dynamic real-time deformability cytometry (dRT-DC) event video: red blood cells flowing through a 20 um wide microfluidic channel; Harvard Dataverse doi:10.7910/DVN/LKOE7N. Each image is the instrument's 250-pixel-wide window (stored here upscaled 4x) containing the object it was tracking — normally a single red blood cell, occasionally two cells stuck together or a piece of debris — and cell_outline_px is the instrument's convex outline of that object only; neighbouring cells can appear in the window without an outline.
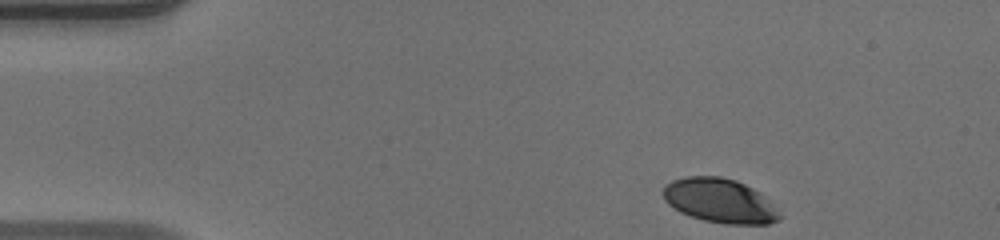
{"species": "human", "species_latin": "Homo sapiens", "temperature_condition": "warm", "stored_images_in_passage": 45, "camera_frame_rate_fps": 3000, "um_per_image_px": 0.085, "donor": {"sex": "male"}, "frame": {"image": 1, "passage_image": 1, "time_ms": 0.0, "image_size_px": [1000, 240], "cell_outline_px": [[784, 216], [780, 220], [768, 224], [724, 224], [704, 220], [680, 212], [668, 204], [664, 200], [660, 192], [664, 184], [672, 180], [684, 176], [720, 176], [736, 180], [760, 192]], "centroid_in_image_um": [61.16, 17.05], "position_along_channel_um": 23.8, "area_um2": 30.46}}
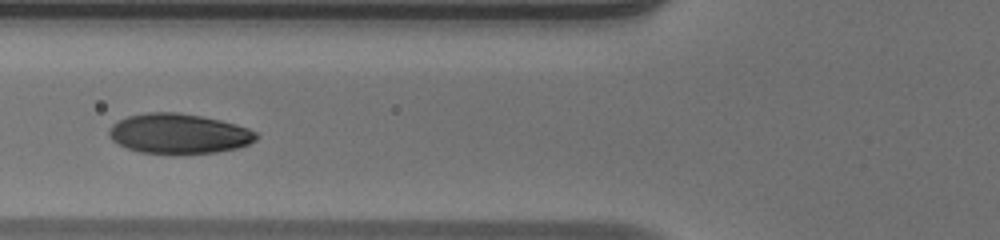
{"frame": {"image": 2, "passage_image": 14, "time_ms": 4.333, "image_size_px": [1000, 240], "cell_outline_px": [[260, 136], [256, 140], [248, 144], [236, 148], [216, 152], [140, 152], [116, 144], [108, 136], [108, 132], [112, 124], [128, 116], [148, 112], [176, 112], [200, 116], [220, 120], [236, 124], [248, 128], [256, 132]], "centroid_in_image_um": [15.19, 11.34], "position_along_channel_um": 110.6, "area_um2": 33.81}}
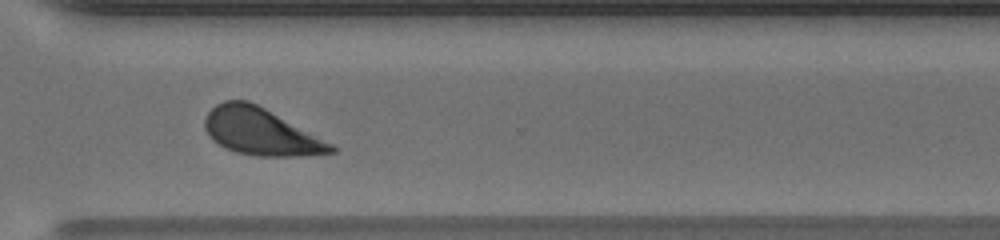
{"frame": {"image": 3, "passage_image": 32, "time_ms": 10.333, "image_size_px": [1000, 240], "cell_outline_px": [[336, 152], [300, 156], [256, 156], [236, 152], [212, 140], [208, 136], [204, 128], [204, 120], [208, 112], [216, 104], [224, 100], [248, 100], [264, 108], [332, 144], [336, 148]], "centroid_in_image_um": [22.11, 11.19], "position_along_channel_um": 348.5, "area_um2": 34.04}, "authors_computed_cell_mechanics": {"area_um2": 34.6222, "velocity_mm_per_s": 3.9581, "shape_relaxation_time_tau1_ms": 2.3263, "shape_relaxation_time_tau2_ms": null, "deformation_change_tau1": 0.1391, "deformation_change_tau2": null}}